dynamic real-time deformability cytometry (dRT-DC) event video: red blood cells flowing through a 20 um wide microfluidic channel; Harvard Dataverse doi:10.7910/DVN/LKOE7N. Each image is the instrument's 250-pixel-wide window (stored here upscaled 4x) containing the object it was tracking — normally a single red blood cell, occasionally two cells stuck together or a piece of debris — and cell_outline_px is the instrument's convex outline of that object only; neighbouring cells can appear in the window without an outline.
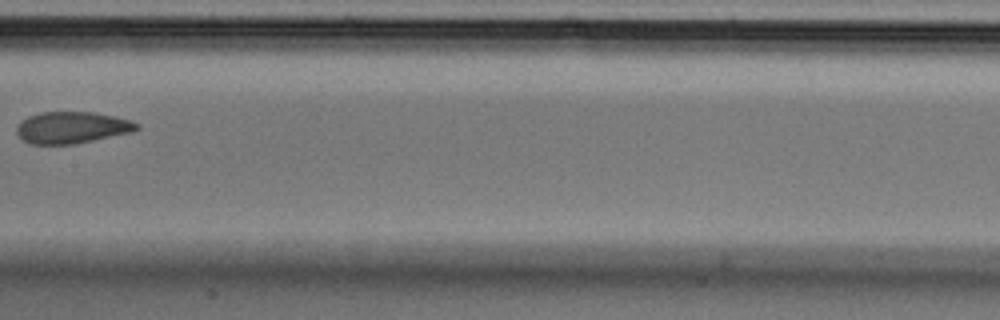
{"species": "Egyptian fruit bat (a non-hibernating species)", "species_latin": "Rousettus aegyptiacus", "temperature_condition": "cold", "stored_images_in_passage": 7, "camera_frame_rate_fps": 3000, "um_per_image_px": 0.085, "animal": {"sex": "male"}, "frame": {"image": 1, "passage_image": 6, "time_ms": 1.667, "image_size_px": [1000, 320], "cell_outline_px": [[140, 128], [132, 132], [72, 144], [28, 144], [16, 132], [16, 128], [28, 116], [40, 112], [92, 112], [112, 116], [128, 120], [140, 124]], "centroid_in_image_um": [6.11, 10.84], "position_along_channel_um": 201.3, "area_um2": 21.85}}
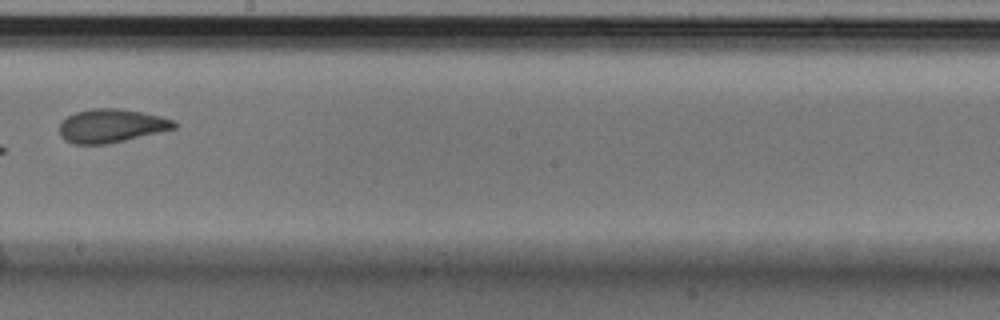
{"frame": {"image": 2, "passage_image": 7, "time_ms": 2.0, "image_size_px": [1000, 320], "cell_outline_px": [[180, 124], [176, 128], [108, 144], [72, 144], [64, 140], [60, 136], [60, 124], [68, 116], [76, 112], [92, 108], [116, 108], [140, 112], [160, 116], [176, 120]], "centroid_in_image_um": [9.48, 10.7], "position_along_channel_um": 238.7, "area_um2": 22.43}}